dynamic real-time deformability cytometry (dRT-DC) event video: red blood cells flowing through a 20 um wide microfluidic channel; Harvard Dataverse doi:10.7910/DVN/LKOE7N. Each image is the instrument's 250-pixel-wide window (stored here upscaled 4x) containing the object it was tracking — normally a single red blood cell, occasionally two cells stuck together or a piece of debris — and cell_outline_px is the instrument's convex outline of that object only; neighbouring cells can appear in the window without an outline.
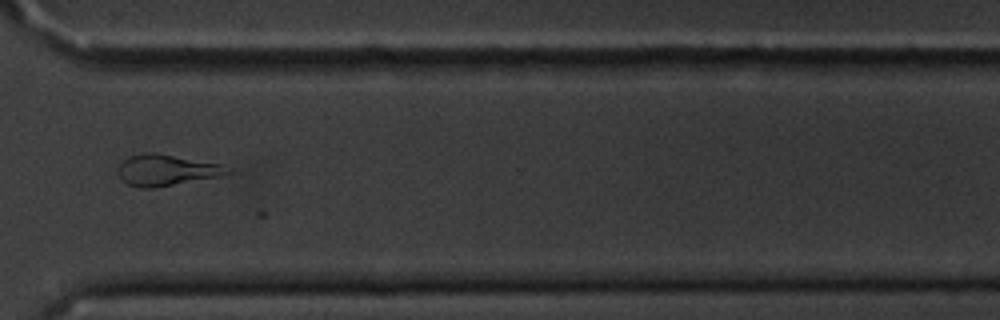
{"species": "common noctule bat (a hibernating species)", "species_latin": "Nyctalus noctula", "temperature_condition": "cold", "stored_images_in_passage": 12, "segment_of_instrument_passage": [1, 2], "camera_frame_rate_fps": 3000, "um_per_image_px": 0.085, "animal": {"sex": "male", "body_mass_g": 20.1, "forearm_length_mm": 53.5}, "frame": {"image": 1, "passage_image": 8, "time_ms": 8.0, "image_size_px": [1000, 320], "cell_outline_px": [[228, 172], [216, 176], [152, 188], [140, 188], [128, 184], [120, 180], [116, 172], [116, 168], [128, 156], [152, 152], [220, 164]], "centroid_in_image_um": [13.97, 14.46], "position_along_channel_um": 356.6, "area_um2": 19.19}}
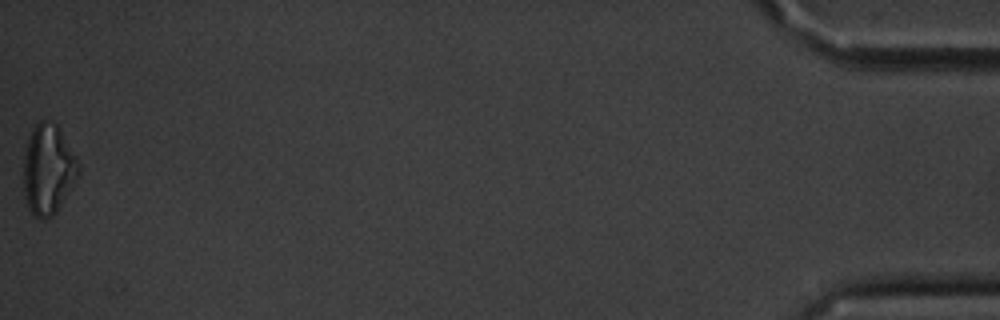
{"frame": {"image": 2, "passage_image": 11, "time_ms": 12.667, "image_size_px": [1000, 320], "cell_outline_px": [[80, 172], [56, 212], [52, 216], [44, 220], [40, 220], [28, 208], [24, 196], [24, 148], [32, 128], [40, 120], [44, 120], [56, 124], [80, 164]], "centroid_in_image_um": [4.07, 14.41], "position_along_channel_um": 431.1, "area_um2": 28.67}}